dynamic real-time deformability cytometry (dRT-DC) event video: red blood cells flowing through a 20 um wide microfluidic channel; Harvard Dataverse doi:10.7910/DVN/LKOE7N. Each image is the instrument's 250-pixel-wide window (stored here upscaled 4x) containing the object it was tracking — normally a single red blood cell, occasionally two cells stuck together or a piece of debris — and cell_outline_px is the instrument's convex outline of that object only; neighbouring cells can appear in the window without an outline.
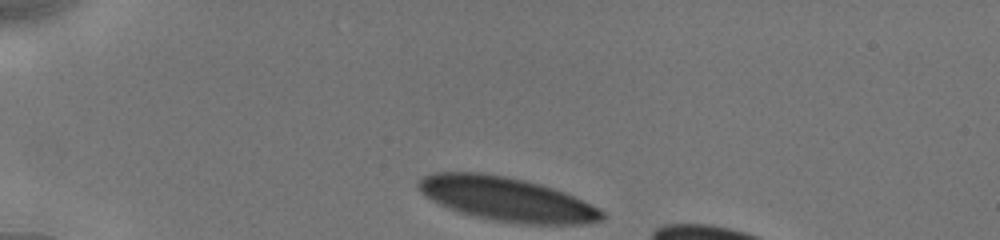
{"species": "human", "species_latin": "Homo sapiens", "temperature_condition": "cold", "stored_images_in_passage": 13, "camera_frame_rate_fps": 3000, "um_per_image_px": 0.085, "donor": {"sex": "male"}, "frame": {"image": 1, "passage_image": 1, "time_ms": 0.0, "image_size_px": [1000, 240], "cell_outline_px": [[604, 220], [588, 224], [532, 224], [492, 220], [460, 212], [448, 208], [432, 200], [416, 184], [424, 176], [432, 172], [484, 172], [524, 180], [540, 184], [564, 192], [604, 212]], "centroid_in_image_um": [43.07, 16.92], "position_along_channel_um": 41.9, "area_um2": 46.41}}
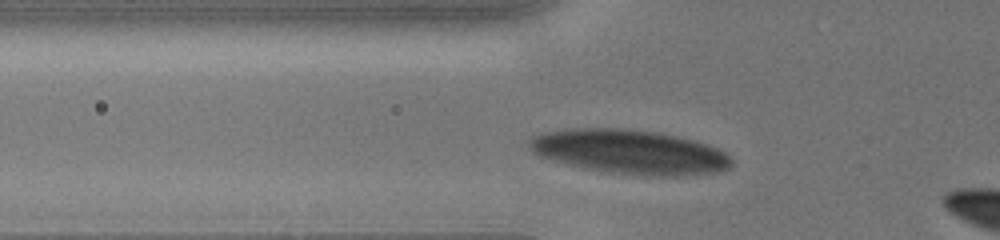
{"frame": {"image": 2, "passage_image": 9, "time_ms": 2.0, "image_size_px": [1000, 240], "cell_outline_px": [[732, 164], [728, 168], [720, 172], [676, 176], [660, 176], [612, 172], [584, 168], [568, 164], [540, 156], [532, 148], [532, 136], [544, 132], [564, 128], [620, 128], [656, 132], [676, 136], [708, 144], [724, 152], [732, 160]], "centroid_in_image_um": [53.57, 12.9], "position_along_channel_um": 72.2, "area_um2": 51.5}}